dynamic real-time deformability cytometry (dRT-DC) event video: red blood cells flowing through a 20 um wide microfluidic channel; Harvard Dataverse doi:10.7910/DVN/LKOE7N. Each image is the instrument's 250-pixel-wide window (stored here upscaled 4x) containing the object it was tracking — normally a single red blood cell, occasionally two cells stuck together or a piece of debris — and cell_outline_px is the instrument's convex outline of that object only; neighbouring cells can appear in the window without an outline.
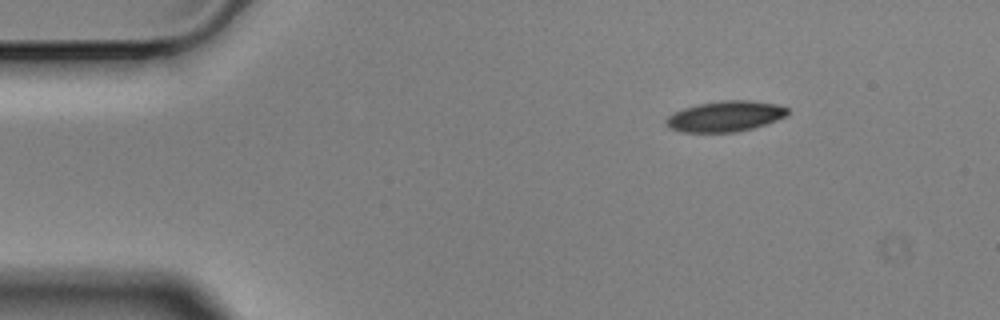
{"species": "Egyptian fruit bat (a non-hibernating species)", "species_latin": "Rousettus aegyptiacus", "temperature_condition": "cold", "stored_images_in_passage": 50, "camera_frame_rate_fps": 3000, "um_per_image_px": 0.085, "animal": {"sex": "male"}, "frame": {"image": 1, "passage_image": 1, "time_ms": 0.0, "image_size_px": [1000, 320], "cell_outline_px": [[788, 116], [752, 128], [736, 132], [680, 132], [668, 128], [664, 124], [664, 120], [668, 116], [684, 108], [700, 104], [724, 100], [748, 100], [776, 104], [788, 108]], "centroid_in_image_um": [61.62, 9.89], "position_along_channel_um": 23.4, "area_um2": 21.62}}
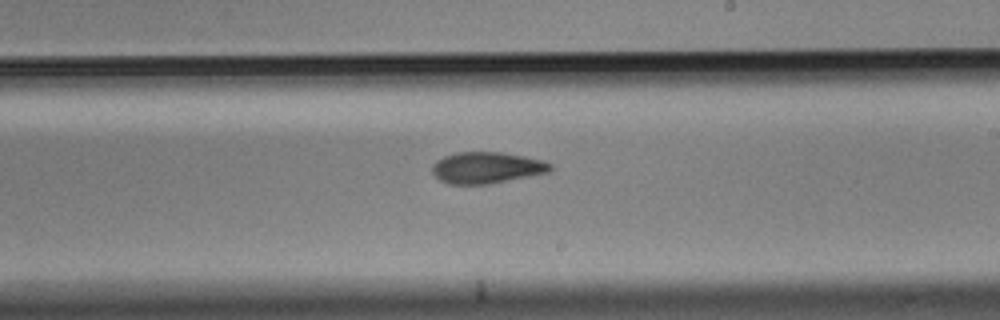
{"frame": {"image": 2, "passage_image": 26, "time_ms": 8.333, "image_size_px": [1000, 320], "cell_outline_px": [[552, 168], [548, 172], [488, 184], [448, 184], [440, 180], [432, 172], [432, 164], [436, 160], [444, 156], [456, 152], [504, 152], [544, 160], [552, 164]], "centroid_in_image_um": [41.35, 14.24], "position_along_channel_um": 247.7, "area_um2": 21.62}}
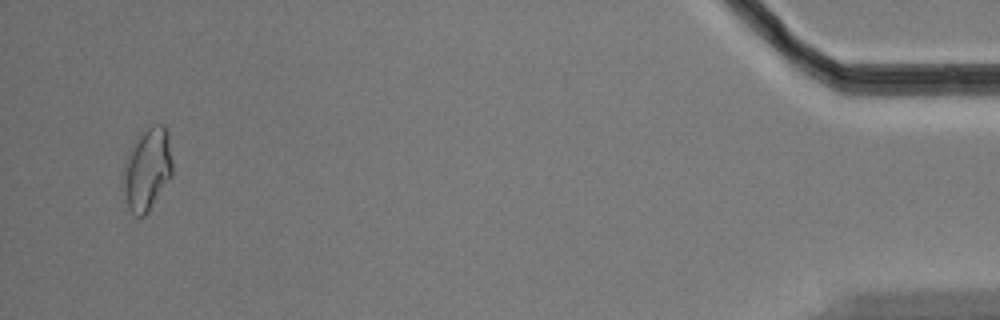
{"frame": {"image": 3, "passage_image": 48, "time_ms": 15.667, "image_size_px": [1000, 320], "cell_outline_px": [[172, 176], [148, 212], [144, 216], [136, 216], [128, 208], [120, 184], [124, 164], [128, 152], [140, 136], [152, 124], [164, 124], [168, 132], [172, 160]], "centroid_in_image_um": [12.5, 14.42], "position_along_channel_um": 422.7, "area_um2": 23.87}, "authors_computed_cell_mechanics": {"area_um2": 21.8195, "velocity_mm_per_s": 3.504, "shape_relaxation_time_tau1_ms": 9.6348, "shape_relaxation_time_tau2_ms": 9.8623, "deformation_change_tau1": 0.1868, "deformation_change_tau2": 0.1793}}